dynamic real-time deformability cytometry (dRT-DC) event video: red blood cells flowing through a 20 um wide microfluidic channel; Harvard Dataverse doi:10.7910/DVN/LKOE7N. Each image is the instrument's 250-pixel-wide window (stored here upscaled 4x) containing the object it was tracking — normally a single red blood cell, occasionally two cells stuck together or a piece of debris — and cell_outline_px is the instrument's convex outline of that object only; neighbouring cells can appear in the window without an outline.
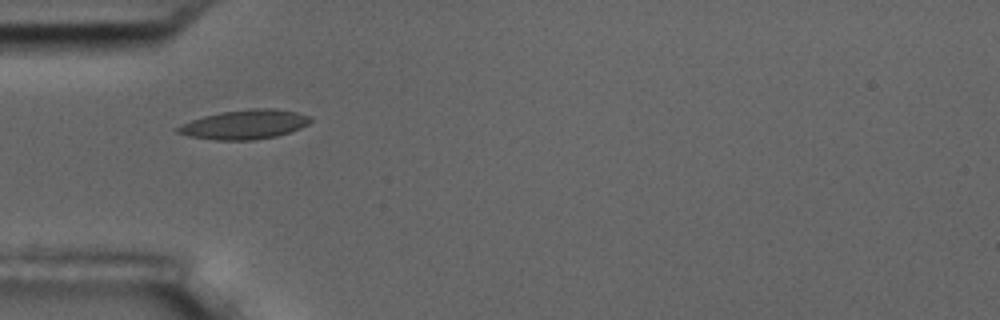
{"species": "common noctule bat (a hibernating species)", "species_latin": "Nyctalus noctula", "temperature_condition": "room temperature", "stored_images_in_passage": 9, "camera_frame_rate_fps": 3000, "um_per_image_px": 0.085, "animal": {"sex": "male", "body_mass_g": 17.5, "forearm_length_mm": 52.3}, "frame": {"image": 1, "passage_image": 1, "time_ms": 0.0, "image_size_px": [1000, 320], "cell_outline_px": [[312, 120], [308, 124], [300, 128], [276, 136], [252, 140], [216, 140], [188, 136], [176, 132], [172, 128], [180, 124], [204, 116], [220, 112], [252, 108], [276, 108], [296, 112], [312, 116]], "centroid_in_image_um": [20.77, 10.57], "position_along_channel_um": 64.2, "area_um2": 22.83}}
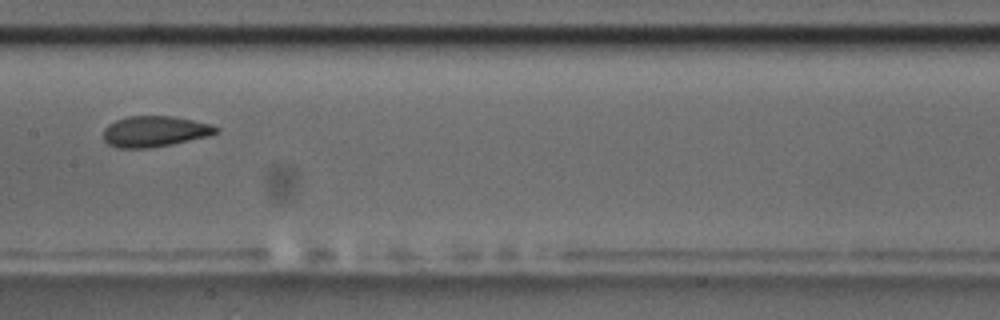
{"frame": {"image": 2, "passage_image": 4, "time_ms": 3.667, "image_size_px": [1000, 320], "cell_outline_px": [[220, 128], [216, 132], [208, 136], [172, 144], [148, 148], [116, 148], [108, 144], [104, 140], [104, 128], [108, 124], [116, 120], [128, 116], [172, 116], [212, 124]], "centroid_in_image_um": [13.13, 11.17], "position_along_channel_um": 194.3, "area_um2": 20.23}}
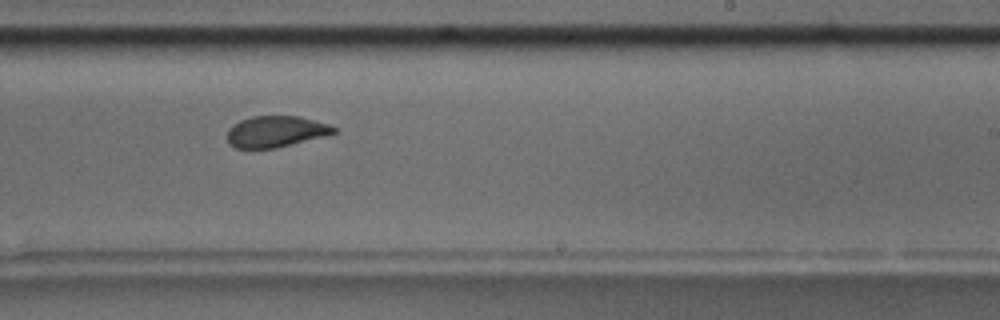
{"frame": {"image": 3, "passage_image": 6, "time_ms": 5.667, "image_size_px": [1000, 320], "cell_outline_px": [[336, 132], [328, 136], [276, 148], [236, 148], [228, 144], [228, 128], [232, 124], [240, 120], [252, 116], [300, 116], [328, 124], [336, 128]], "centroid_in_image_um": [23.45, 11.18], "position_along_channel_um": 265.6, "area_um2": 19.59}}